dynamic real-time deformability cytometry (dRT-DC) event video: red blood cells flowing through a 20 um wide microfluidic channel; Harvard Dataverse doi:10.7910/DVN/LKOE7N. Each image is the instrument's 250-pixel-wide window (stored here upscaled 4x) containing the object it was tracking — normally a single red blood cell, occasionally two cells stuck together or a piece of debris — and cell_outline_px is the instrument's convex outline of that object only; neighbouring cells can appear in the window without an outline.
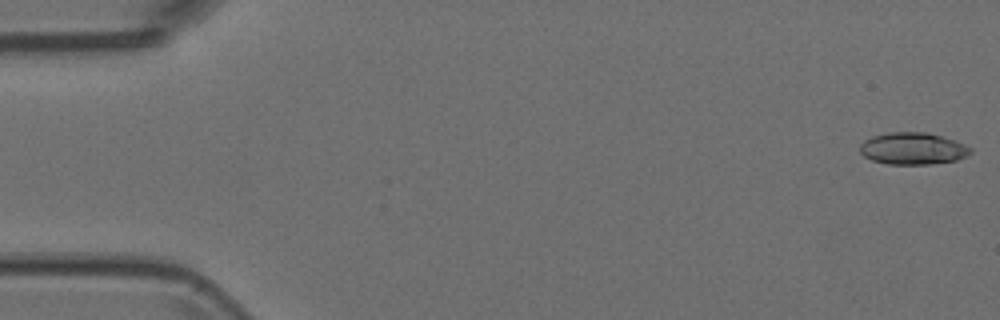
{"species": "Egyptian fruit bat (a non-hibernating species)", "species_latin": "Rousettus aegyptiacus", "temperature_condition": "room temperature", "stored_images_in_passage": 5, "camera_frame_rate_fps": 3000, "um_per_image_px": 0.085, "animal": {"sex": "female"}, "frame": {"image": 1, "passage_image": 1, "time_ms": 0.0, "image_size_px": [1000, 320], "cell_outline_px": [[972, 152], [968, 156], [956, 160], [928, 164], [888, 164], [872, 160], [864, 156], [860, 152], [860, 144], [864, 140], [872, 136], [892, 132], [928, 132], [956, 140], [972, 148]], "centroid_in_image_um": [77.61, 12.62], "position_along_channel_um": 7.4, "area_um2": 20.69}}
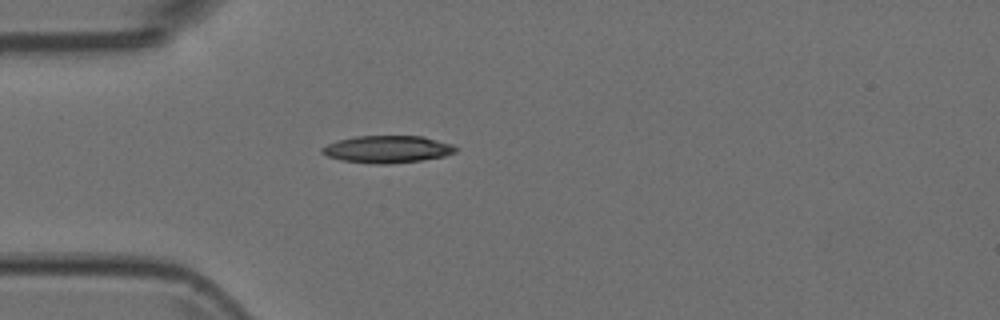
{"frame": {"image": 2, "passage_image": 5, "time_ms": 1.333, "image_size_px": [1000, 320], "cell_outline_px": [[460, 148], [456, 152], [444, 156], [420, 160], [388, 164], [376, 164], [344, 160], [328, 156], [320, 152], [320, 148], [336, 140], [356, 136], [424, 136], [452, 144]], "centroid_in_image_um": [32.95, 12.67], "position_along_channel_um": 52.0, "area_um2": 21.21}}